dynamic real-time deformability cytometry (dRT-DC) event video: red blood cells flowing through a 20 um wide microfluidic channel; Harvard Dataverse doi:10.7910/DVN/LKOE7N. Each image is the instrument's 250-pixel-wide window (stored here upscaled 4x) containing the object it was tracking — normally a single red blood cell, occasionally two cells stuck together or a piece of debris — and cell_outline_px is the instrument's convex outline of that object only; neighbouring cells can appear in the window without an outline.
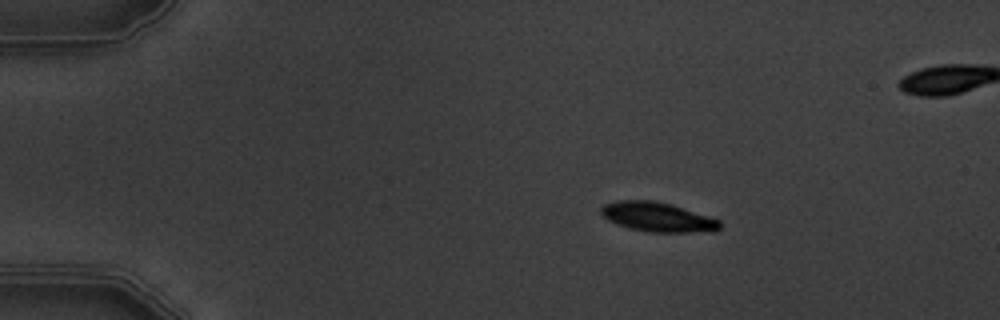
{"species": "common noctule bat (a hibernating species)", "species_latin": "Nyctalus noctula", "temperature_condition": "warm", "stored_images_in_passage": 5, "camera_frame_rate_fps": 3000, "um_per_image_px": 0.085, "animal": {"sex": "male", "body_mass_g": 19.5, "forearm_length_mm": 54.6}, "frame": {"image": 1, "passage_image": 2, "time_ms": 1.333, "image_size_px": [1000, 320], "cell_outline_px": [[720, 228], [716, 232], [648, 232], [628, 228], [616, 224], [608, 220], [600, 212], [600, 208], [604, 204], [616, 200], [652, 200], [672, 204], [720, 220]], "centroid_in_image_um": [55.89, 18.45], "position_along_channel_um": 29.1, "area_um2": 20.58}}